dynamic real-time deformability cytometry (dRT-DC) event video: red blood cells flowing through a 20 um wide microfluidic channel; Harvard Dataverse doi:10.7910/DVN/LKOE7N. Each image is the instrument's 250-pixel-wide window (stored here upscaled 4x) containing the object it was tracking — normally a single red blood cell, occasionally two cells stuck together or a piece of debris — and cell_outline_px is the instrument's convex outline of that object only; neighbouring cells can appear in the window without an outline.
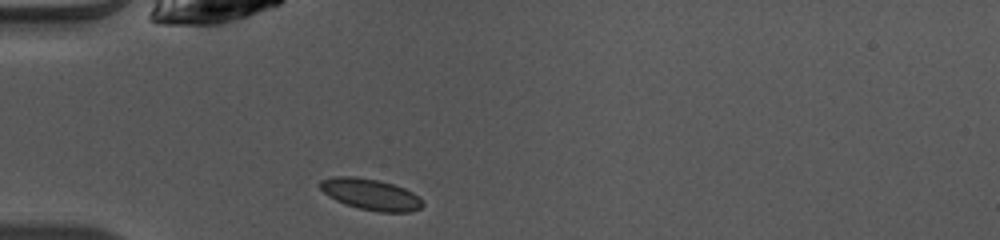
{"species": "common noctule bat (a hibernating species)", "species_latin": "Nyctalus noctula", "temperature_condition": "warm", "stored_images_in_passage": 36, "camera_frame_rate_fps": 3000, "um_per_image_px": 0.085, "animal": {"sex": "female", "body_mass_g": 10.0, "forearm_length_mm": 53.1}, "frame": {"image": 1, "passage_image": 1, "time_ms": 0.0, "image_size_px": [1000, 240], "cell_outline_px": [[424, 204], [420, 208], [408, 212], [380, 212], [360, 208], [344, 204], [328, 196], [320, 188], [320, 180], [332, 176], [352, 176], [380, 180], [404, 188], [420, 196]], "centroid_in_image_um": [31.51, 16.51], "position_along_channel_um": 53.5, "area_um2": 18.67}}
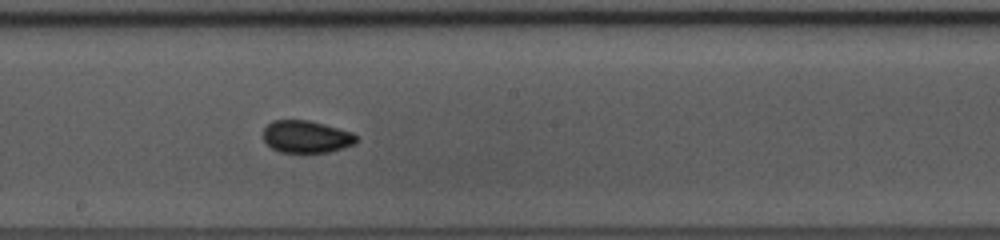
{"frame": {"image": 2, "passage_image": 14, "time_ms": 4.333, "image_size_px": [1000, 240], "cell_outline_px": [[356, 144], [344, 148], [328, 152], [280, 152], [272, 148], [264, 140], [264, 128], [272, 120], [308, 120], [324, 124], [352, 132], [356, 136]], "centroid_in_image_um": [26.04, 11.62], "position_along_channel_um": 222.2, "area_um2": 17.46}}
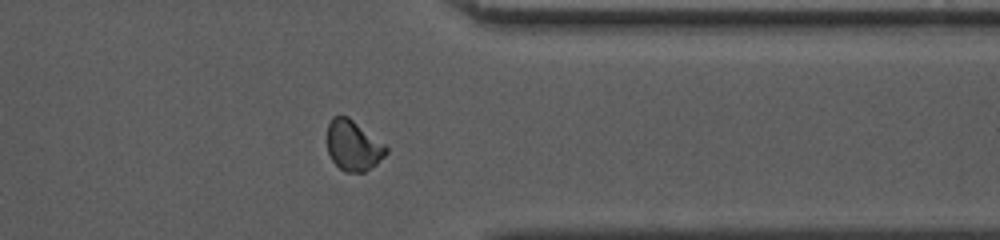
{"frame": {"image": 3, "passage_image": 26, "time_ms": 8.333, "image_size_px": [1000, 240], "cell_outline_px": [[388, 152], [376, 164], [364, 172], [344, 172], [332, 160], [328, 152], [328, 124], [332, 116], [348, 116], [384, 144], [388, 148]], "centroid_in_image_um": [30.02, 12.37], "position_along_channel_um": 381.4, "area_um2": 17.11}, "authors_computed_cell_mechanics": {"area_um2": 17.4845, "velocity_mm_per_s": 4.0839, "shape_relaxation_time_tau1_ms": 2.8237, "shape_relaxation_time_tau2_ms": 1.4018, "deformation_change_tau1": 0.0833, "deformation_change_tau2": 0.0408}}